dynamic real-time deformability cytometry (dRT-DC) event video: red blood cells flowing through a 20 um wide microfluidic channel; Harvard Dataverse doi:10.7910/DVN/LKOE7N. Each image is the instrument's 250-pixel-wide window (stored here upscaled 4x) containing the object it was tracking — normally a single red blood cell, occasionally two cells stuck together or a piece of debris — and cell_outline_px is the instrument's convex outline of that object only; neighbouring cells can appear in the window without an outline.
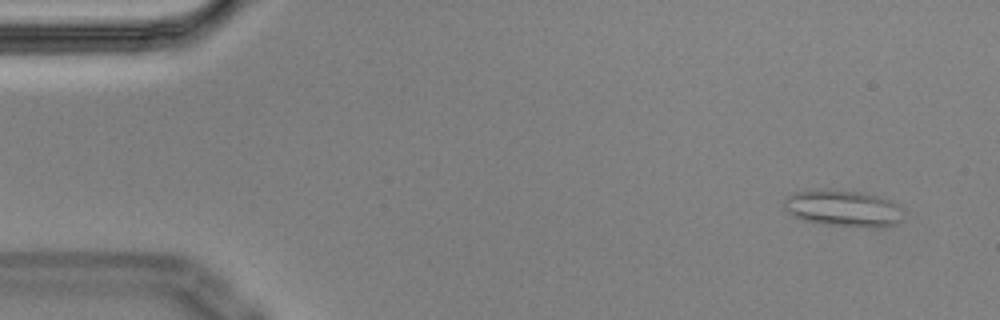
{"species": "Egyptian fruit bat (a non-hibernating species)", "species_latin": "Rousettus aegyptiacus", "temperature_condition": "cold", "stored_images_in_passage": 6, "camera_frame_rate_fps": 3000, "um_per_image_px": 0.085, "animal": {"sex": "male"}, "frame": {"image": 1, "passage_image": 2, "time_ms": 0.333, "image_size_px": [1000, 320], "cell_outline_px": [[896, 224], [872, 228], [824, 224], [808, 220], [796, 216], [784, 208], [784, 200], [788, 196], [796, 192], [864, 192], [880, 196], [888, 200], [892, 204], [896, 220]], "centroid_in_image_um": [71.58, 17.74], "position_along_channel_um": 13.4, "area_um2": 23.41}}
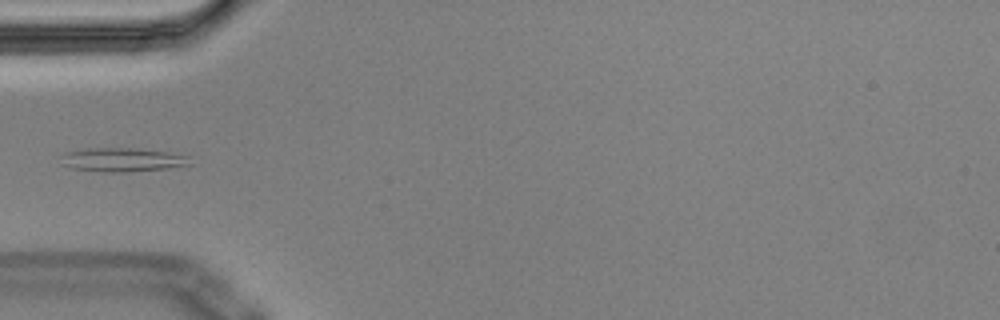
{"frame": {"image": 2, "passage_image": 6, "time_ms": 1.667, "image_size_px": [1000, 320], "cell_outline_px": [[192, 164], [168, 168], [124, 172], [104, 172], [72, 168], [64, 164], [60, 156], [64, 152], [96, 148], [128, 148], [164, 152], [188, 156]], "centroid_in_image_um": [10.39, 13.59], "position_along_channel_um": 74.6, "area_um2": 17.51}}